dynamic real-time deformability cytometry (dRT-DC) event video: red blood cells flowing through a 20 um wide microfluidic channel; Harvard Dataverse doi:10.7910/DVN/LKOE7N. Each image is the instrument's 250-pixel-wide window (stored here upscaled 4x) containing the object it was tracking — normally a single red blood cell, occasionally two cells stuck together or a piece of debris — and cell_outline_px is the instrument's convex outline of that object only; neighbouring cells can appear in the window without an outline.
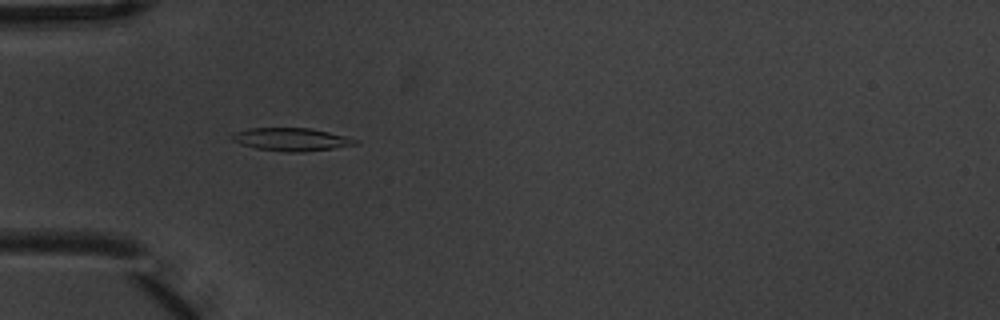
{"species": "common noctule bat (a hibernating species)", "species_latin": "Nyctalus noctula", "temperature_condition": "warm", "stored_images_in_passage": 6, "camera_frame_rate_fps": 3000, "um_per_image_px": 0.085, "animal": {"sex": "male", "body_mass_g": 20.1, "forearm_length_mm": 53.5}, "frame": {"image": 1, "passage_image": 5, "time_ms": 1.333, "image_size_px": [1000, 320], "cell_outline_px": [[360, 144], [304, 152], [288, 152], [256, 148], [240, 144], [232, 140], [232, 136], [236, 132], [248, 128], [308, 128], [328, 132], [360, 140]], "centroid_in_image_um": [24.79, 11.85], "position_along_channel_um": 60.2, "area_um2": 16.36}}
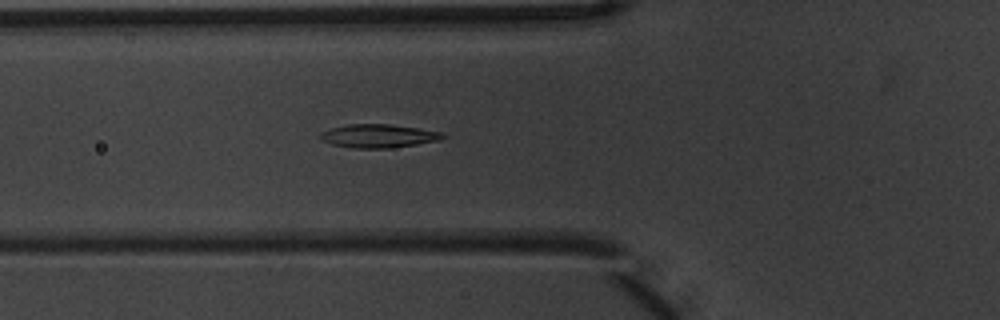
{"frame": {"image": 2, "passage_image": 6, "time_ms": 1.667, "image_size_px": [1000, 320], "cell_outline_px": [[444, 136], [440, 140], [416, 144], [388, 148], [352, 148], [332, 144], [320, 140], [320, 132], [332, 128], [348, 124], [388, 124], [420, 128], [440, 132]], "centroid_in_image_um": [32.12, 11.55], "position_along_channel_um": 93.7, "area_um2": 16.59}}